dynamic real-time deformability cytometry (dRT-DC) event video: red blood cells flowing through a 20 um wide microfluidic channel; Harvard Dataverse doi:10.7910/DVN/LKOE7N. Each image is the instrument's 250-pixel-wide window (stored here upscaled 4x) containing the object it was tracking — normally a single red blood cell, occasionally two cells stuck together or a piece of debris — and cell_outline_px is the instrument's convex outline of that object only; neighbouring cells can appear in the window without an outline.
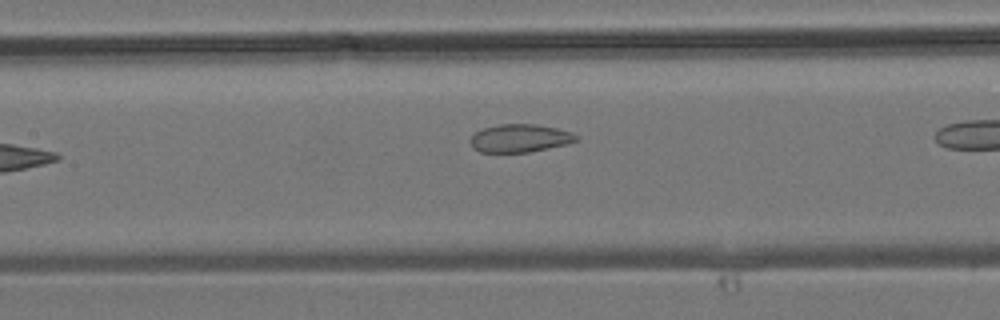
{"species": "common noctule bat (a hibernating species)", "species_latin": "Nyctalus noctula", "temperature_condition": "room temperature", "stored_images_in_passage": 7, "camera_frame_rate_fps": 3000, "um_per_image_px": 0.085, "animal": {"sex": "male", "body_mass_g": 19.2, "forearm_length_mm": 51.8}, "frame": {"image": 1, "passage_image": 6, "time_ms": 1.667, "image_size_px": [1000, 320], "cell_outline_px": [[580, 140], [568, 144], [528, 152], [480, 152], [472, 148], [472, 136], [476, 132], [484, 128], [500, 124], [536, 124], [556, 128], [572, 132], [580, 136]], "centroid_in_image_um": [44.26, 11.75], "position_along_channel_um": 163.1, "area_um2": 17.28}}